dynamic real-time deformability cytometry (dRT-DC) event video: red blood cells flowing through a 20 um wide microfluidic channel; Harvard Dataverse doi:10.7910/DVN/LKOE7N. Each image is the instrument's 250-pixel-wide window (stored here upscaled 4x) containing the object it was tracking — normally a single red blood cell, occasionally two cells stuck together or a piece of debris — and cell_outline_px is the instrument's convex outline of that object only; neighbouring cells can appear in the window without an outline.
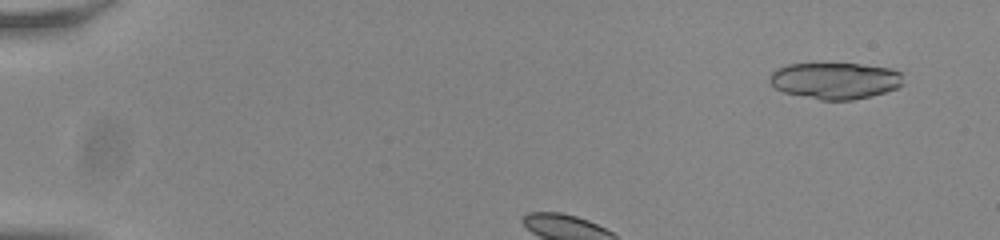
{"species": "common noctule bat (a hibernating species)", "species_latin": "Nyctalus noctula", "temperature_condition": "room temperature", "stored_images_in_passage": 40, "camera_frame_rate_fps": 3000, "um_per_image_px": 0.085, "animal": {"sex": "male", "body_mass_g": 20.0, "forearm_length_mm": 53.3}, "frame": {"image": 1, "passage_image": 4, "time_ms": 1.0, "image_size_px": [1000, 240], "cell_outline_px": [[904, 84], [896, 88], [872, 96], [852, 100], [820, 100], [784, 92], [776, 88], [768, 80], [768, 76], [776, 68], [788, 64], [856, 64], [892, 68], [900, 72]], "centroid_in_image_um": [70.98, 6.86], "position_along_channel_um": 14.0, "area_um2": 28.44}}
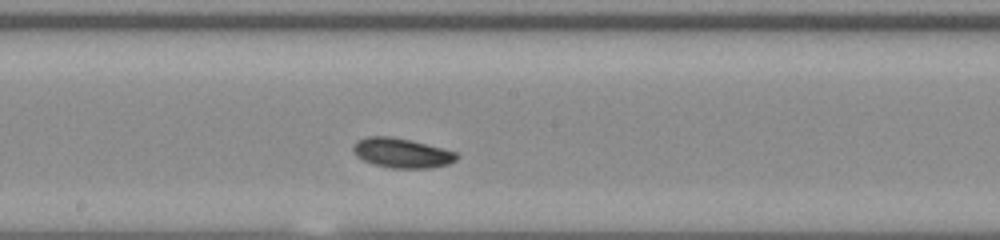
{"frame": {"image": 2, "passage_image": 23, "time_ms": 7.333, "image_size_px": [1000, 240], "cell_outline_px": [[460, 156], [456, 160], [448, 164], [432, 168], [392, 168], [372, 164], [356, 156], [352, 148], [352, 144], [356, 140], [368, 136], [388, 136], [412, 140], [456, 152]], "centroid_in_image_um": [34.13, 13.0], "position_along_channel_um": 214.1, "area_um2": 18.03}}
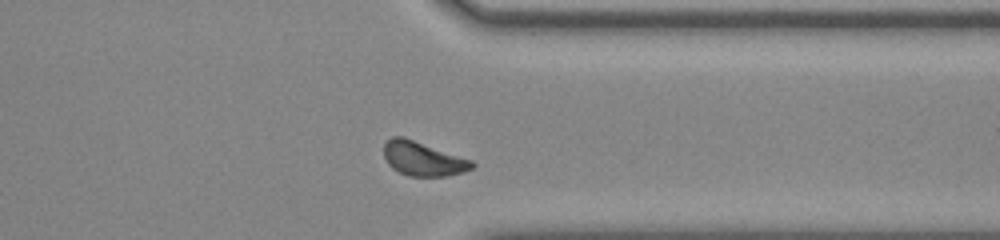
{"frame": {"image": 3, "passage_image": 36, "time_ms": 11.667, "image_size_px": [1000, 240], "cell_outline_px": [[476, 164], [472, 168], [464, 172], [448, 176], [408, 176], [392, 168], [388, 164], [384, 156], [384, 144], [392, 136], [404, 136], [472, 160]], "centroid_in_image_um": [35.96, 13.49], "position_along_channel_um": 375.4, "area_um2": 17.63}, "authors_computed_cell_mechanics": {"area_um2": 17.7446, "velocity_mm_per_s": 3.7324, "shape_relaxation_time_tau1_ms": 1.8503, "shape_relaxation_time_tau2_ms": null, "deformation_change_tau1": 0.0507, "deformation_change_tau2": null}}